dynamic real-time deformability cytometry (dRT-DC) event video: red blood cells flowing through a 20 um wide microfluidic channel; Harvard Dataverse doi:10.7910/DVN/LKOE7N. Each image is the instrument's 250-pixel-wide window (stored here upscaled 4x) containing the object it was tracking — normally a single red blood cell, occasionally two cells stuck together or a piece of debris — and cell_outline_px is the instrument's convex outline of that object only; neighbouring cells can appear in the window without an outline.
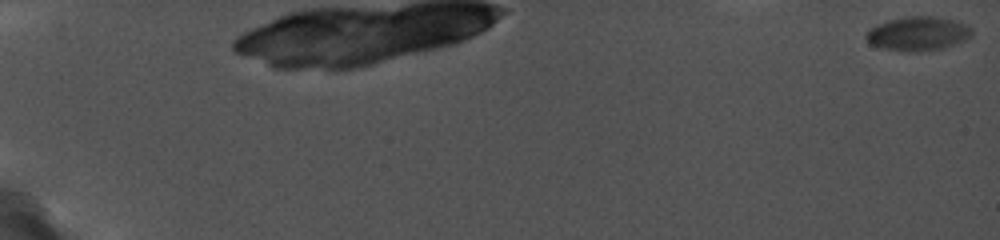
{"species": "common noctule bat (a hibernating species)", "species_latin": "Nyctalus noctula", "temperature_condition": "cold", "stored_images_in_passage": 5, "camera_frame_rate_fps": 5000, "um_per_image_px": 0.085, "animal": {"sex": "female", "body_mass_g": 19.0, "forearm_length_mm": 56.7}, "frame": {"image": 1, "passage_image": 1, "time_ms": 0.0, "image_size_px": [1000, 240], "cell_outline_px": [[972, 36], [964, 40], [940, 48], [916, 52], [900, 52], [868, 44], [864, 36], [876, 24], [888, 20], [908, 16], [936, 16], [952, 20], [964, 24], [972, 28]], "centroid_in_image_um": [77.98, 2.86], "position_along_channel_um": 7.0, "area_um2": 20.92}}